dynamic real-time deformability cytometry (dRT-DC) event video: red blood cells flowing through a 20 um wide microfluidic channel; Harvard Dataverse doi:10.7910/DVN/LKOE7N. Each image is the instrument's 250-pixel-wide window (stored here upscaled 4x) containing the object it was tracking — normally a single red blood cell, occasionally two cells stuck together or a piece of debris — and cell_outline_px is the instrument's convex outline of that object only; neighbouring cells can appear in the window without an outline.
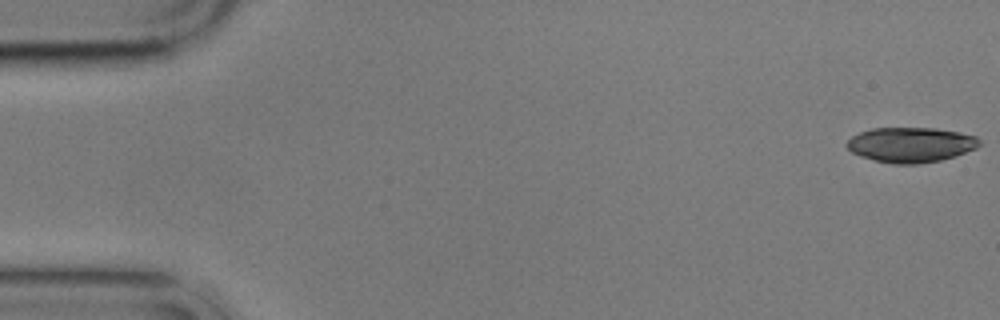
{"species": "common noctule bat (a hibernating species)", "species_latin": "Nyctalus noctula", "temperature_condition": "cold", "stored_images_in_passage": 4, "camera_frame_rate_fps": 3000, "um_per_image_px": 0.085, "animal": {"sex": "male", "body_mass_g": 17.9}, "frame": {"image": 1, "passage_image": 1, "time_ms": 0.0, "image_size_px": [1000, 320], "cell_outline_px": [[980, 144], [976, 148], [956, 156], [940, 160], [916, 164], [892, 164], [860, 156], [852, 152], [844, 144], [852, 136], [860, 132], [872, 128], [936, 128], [960, 132], [976, 136], [980, 140]], "centroid_in_image_um": [77.42, 12.3], "position_along_channel_um": 7.6, "area_um2": 27.11}}